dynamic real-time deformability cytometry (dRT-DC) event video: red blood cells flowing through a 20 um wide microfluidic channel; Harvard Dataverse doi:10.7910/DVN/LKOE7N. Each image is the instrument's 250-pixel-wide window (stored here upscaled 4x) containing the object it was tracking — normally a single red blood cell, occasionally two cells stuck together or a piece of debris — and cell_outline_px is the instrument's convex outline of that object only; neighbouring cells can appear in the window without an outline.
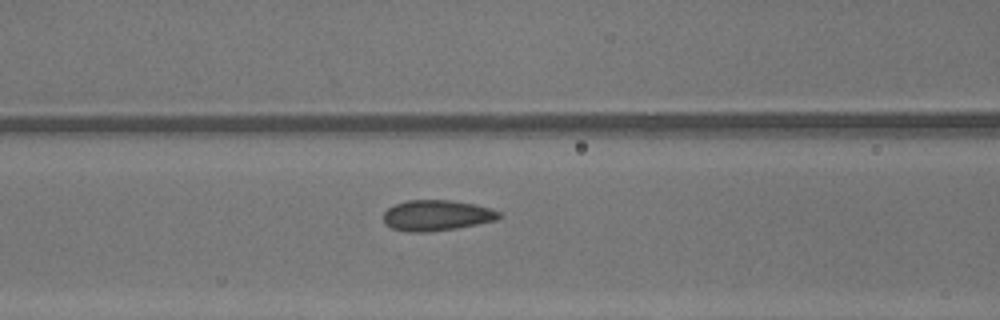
{"species": "common noctule bat (a hibernating species)", "species_latin": "Nyctalus noctula", "temperature_condition": "warm", "stored_images_in_passage": 41, "camera_frame_rate_fps": 3000, "um_per_image_px": 0.085, "animal": {"sex": "male", "body_mass_g": 13.3}, "frame": {"image": 1, "passage_image": 14, "time_ms": 4.333, "image_size_px": [1000, 320], "cell_outline_px": [[500, 216], [496, 220], [456, 228], [428, 232], [408, 232], [392, 228], [384, 224], [384, 212], [388, 208], [396, 204], [408, 200], [448, 200], [472, 204], [492, 208], [500, 212]], "centroid_in_image_um": [37.09, 18.31], "position_along_channel_um": 129.5, "area_um2": 20.52}}
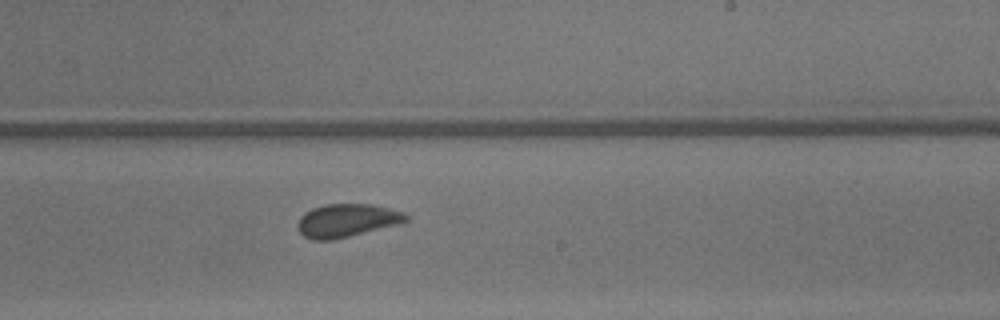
{"frame": {"image": 2, "passage_image": 23, "time_ms": 7.333, "image_size_px": [1000, 320], "cell_outline_px": [[408, 220], [396, 224], [332, 240], [312, 240], [304, 236], [296, 228], [296, 224], [300, 216], [304, 212], [312, 208], [328, 204], [368, 204], [388, 208], [404, 212], [408, 216]], "centroid_in_image_um": [29.41, 18.73], "position_along_channel_um": 259.6, "area_um2": 20.69}}
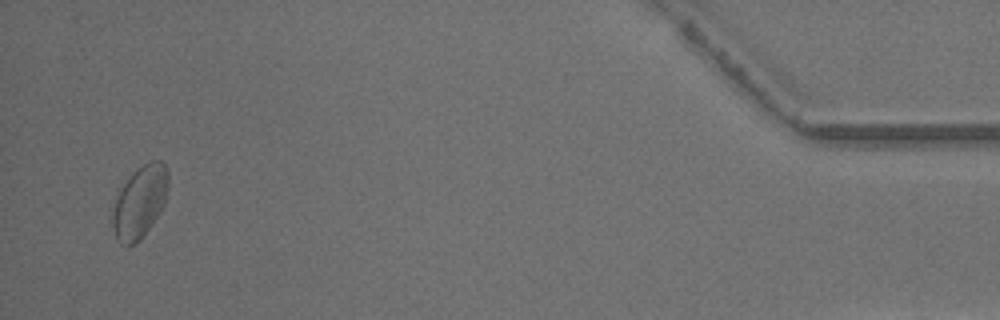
{"frame": {"image": 3, "passage_image": 40, "time_ms": 13.0, "image_size_px": [1000, 320], "cell_outline_px": [[168, 196], [164, 204], [140, 240], [136, 244], [120, 244], [116, 240], [112, 228], [112, 208], [116, 188], [132, 172], [144, 164], [152, 160], [160, 160], [164, 164], [168, 172]], "centroid_in_image_um": [11.83, 17.13], "position_along_channel_um": 423.4, "area_um2": 23.99}, "authors_computed_cell_mechanics": {"area_um2": 20.9236, "velocity_mm_per_s": 4.3467, "shape_relaxation_time_tau1_ms": 2.4011, "shape_relaxation_time_tau2_ms": 0.6707, "deformation_change_tau1": 0.0671, "deformation_change_tau2": 0.0431}}